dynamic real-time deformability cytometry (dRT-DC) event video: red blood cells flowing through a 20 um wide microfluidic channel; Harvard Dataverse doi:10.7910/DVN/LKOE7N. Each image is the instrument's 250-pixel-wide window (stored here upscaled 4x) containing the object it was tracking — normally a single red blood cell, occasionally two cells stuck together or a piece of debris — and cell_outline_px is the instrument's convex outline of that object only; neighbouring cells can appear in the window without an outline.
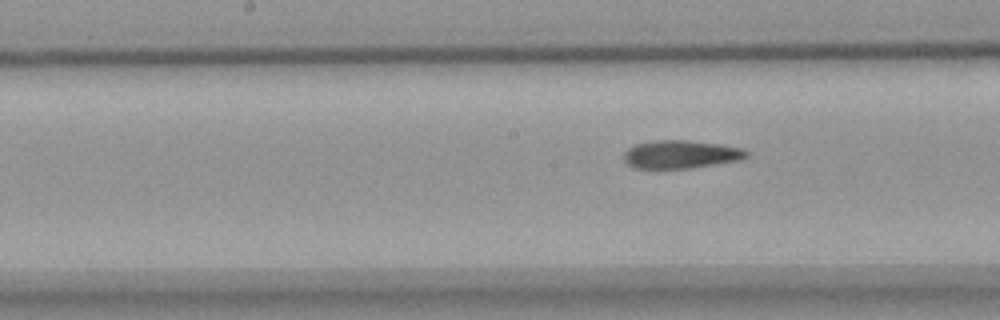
{"species": "common noctule bat (a hibernating species)", "species_latin": "Nyctalus noctula", "temperature_condition": "warm", "stored_images_in_passage": 9, "segment_of_instrument_passage": [2, 2], "camera_frame_rate_fps": 3000, "um_per_image_px": 0.085, "animal": {"sex": "female", "body_mass_g": 18.4}, "frame": {"image": 1, "passage_image": 9, "time_ms": 10.667, "image_size_px": [1000, 320], "cell_outline_px": [[748, 156], [740, 160], [692, 168], [632, 168], [624, 160], [624, 152], [628, 148], [636, 144], [656, 140], [684, 140], [720, 144], [744, 148], [748, 152]], "centroid_in_image_um": [57.88, 13.12], "position_along_channel_um": 190.3, "area_um2": 20.11}}